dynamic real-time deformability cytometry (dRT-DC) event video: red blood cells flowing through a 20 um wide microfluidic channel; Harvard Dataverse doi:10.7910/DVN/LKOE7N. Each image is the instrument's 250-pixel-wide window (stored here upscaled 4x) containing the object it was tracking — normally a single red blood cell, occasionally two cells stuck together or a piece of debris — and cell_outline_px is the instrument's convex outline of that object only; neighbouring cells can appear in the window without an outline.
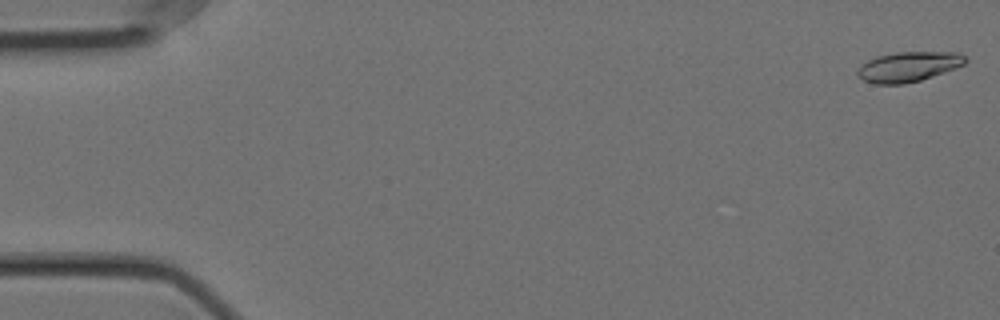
{"species": "Egyptian fruit bat (a non-hibernating species)", "species_latin": "Rousettus aegyptiacus", "temperature_condition": "cold", "stored_images_in_passage": 57, "camera_frame_rate_fps": 3000, "um_per_image_px": 0.085, "animal": {"sex": "female"}, "frame": {"image": 1, "passage_image": 1, "time_ms": 0.0, "image_size_px": [1000, 320], "cell_outline_px": [[968, 60], [964, 64], [956, 68], [920, 80], [904, 84], [876, 84], [864, 80], [856, 72], [868, 60], [876, 56], [896, 52], [960, 52]], "centroid_in_image_um": [77.26, 5.66], "position_along_channel_um": 7.7, "area_um2": 18.67}}
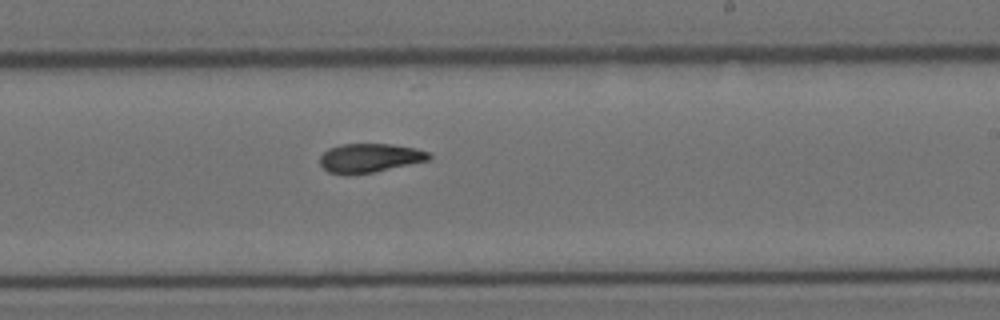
{"frame": {"image": 2, "passage_image": 34, "time_ms": 11.0, "image_size_px": [1000, 320], "cell_outline_px": [[432, 160], [372, 172], [348, 176], [344, 176], [328, 172], [320, 164], [320, 156], [328, 148], [340, 144], [392, 144], [416, 148], [428, 152], [432, 156]], "centroid_in_image_um": [31.42, 13.44], "position_along_channel_um": 257.6, "area_um2": 18.73}}
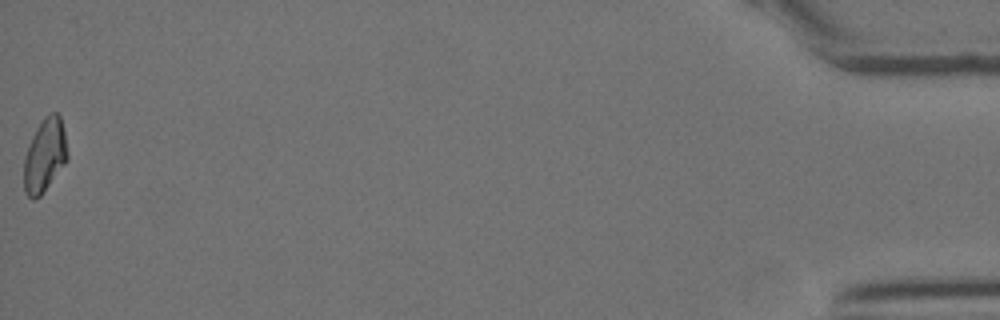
{"frame": {"image": 3, "passage_image": 57, "time_ms": 18.667, "image_size_px": [1000, 320], "cell_outline_px": [[68, 160], [40, 196], [36, 200], [32, 200], [24, 192], [24, 160], [32, 136], [36, 128], [44, 116], [52, 112], [56, 112], [60, 116], [64, 132], [68, 152]], "centroid_in_image_um": [3.81, 13.22], "position_along_channel_um": 431.4, "area_um2": 18.61}, "authors_computed_cell_mechanics": {"area_um2": 18.7272, "velocity_mm_per_s": 3.5549, "shape_relaxation_time_tau1_ms": 9.8056, "shape_relaxation_time_tau2_ms": 4.527, "deformation_change_tau1": 0.2249, "deformation_change_tau2": 0.1064}}